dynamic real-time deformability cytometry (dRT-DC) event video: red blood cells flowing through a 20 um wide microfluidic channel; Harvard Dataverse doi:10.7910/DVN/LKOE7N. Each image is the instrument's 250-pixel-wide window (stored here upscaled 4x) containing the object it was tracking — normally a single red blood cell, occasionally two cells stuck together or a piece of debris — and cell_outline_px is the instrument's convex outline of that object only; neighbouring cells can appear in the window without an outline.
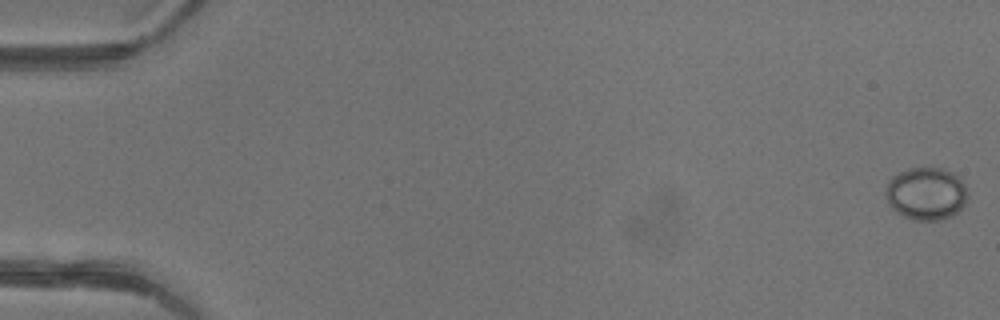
{"species": "common noctule bat (a hibernating species)", "species_latin": "Nyctalus noctula", "temperature_condition": "warm", "stored_images_in_passage": 48, "camera_frame_rate_fps": 3000, "um_per_image_px": 0.085, "animal": {"sex": "female"}, "frame": {"image": 1, "passage_image": 1, "time_ms": 0.0, "image_size_px": [1000, 320], "cell_outline_px": [[968, 196], [964, 204], [952, 216], [940, 220], [912, 220], [896, 212], [888, 204], [884, 196], [884, 192], [888, 180], [892, 176], [908, 168], [940, 168], [952, 172], [964, 184], [968, 192]], "centroid_in_image_um": [78.68, 16.46], "position_along_channel_um": 6.3, "area_um2": 25.32}}
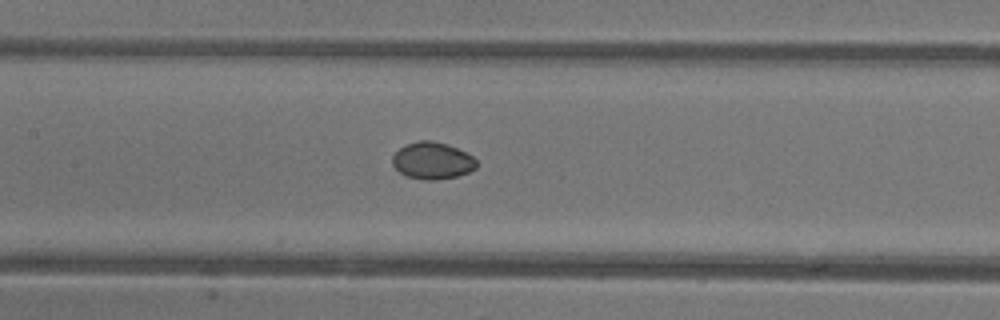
{"frame": {"image": 2, "passage_image": 24, "time_ms": 7.667, "image_size_px": [1000, 320], "cell_outline_px": [[476, 168], [468, 172], [456, 176], [436, 180], [424, 180], [408, 176], [400, 172], [392, 164], [392, 156], [400, 148], [408, 144], [420, 140], [432, 140], [448, 144], [472, 156], [476, 160]], "centroid_in_image_um": [36.75, 13.65], "position_along_channel_um": 170.7, "area_um2": 17.92}}
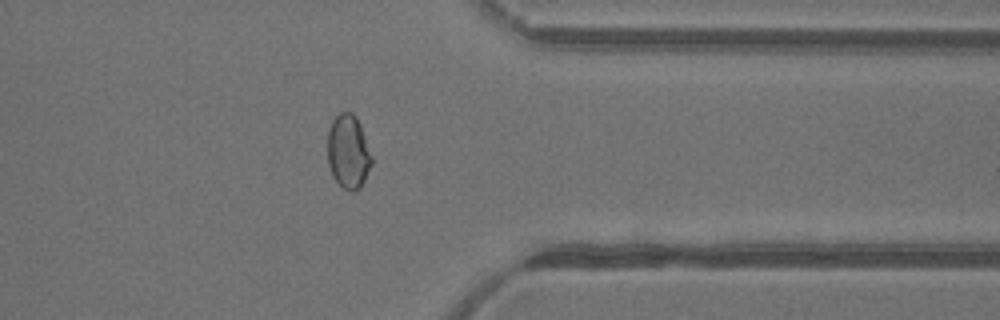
{"frame": {"image": 3, "passage_image": 39, "time_ms": 12.667, "image_size_px": [1000, 320], "cell_outline_px": [[372, 164], [360, 188], [352, 192], [344, 188], [332, 176], [328, 164], [328, 132], [332, 120], [340, 112], [352, 112], [356, 116], [360, 124], [372, 156]], "centroid_in_image_um": [29.6, 12.89], "position_along_channel_um": 381.8, "area_um2": 18.96}, "authors_computed_cell_mechanics": {"area_um2": 18.7272, "velocity_mm_per_s": 4.3883, "shape_relaxation_time_tau1_ms": null, "shape_relaxation_time_tau2_ms": 6.6169, "deformation_change_tau1": null, "deformation_change_tau2": 0.0577}}